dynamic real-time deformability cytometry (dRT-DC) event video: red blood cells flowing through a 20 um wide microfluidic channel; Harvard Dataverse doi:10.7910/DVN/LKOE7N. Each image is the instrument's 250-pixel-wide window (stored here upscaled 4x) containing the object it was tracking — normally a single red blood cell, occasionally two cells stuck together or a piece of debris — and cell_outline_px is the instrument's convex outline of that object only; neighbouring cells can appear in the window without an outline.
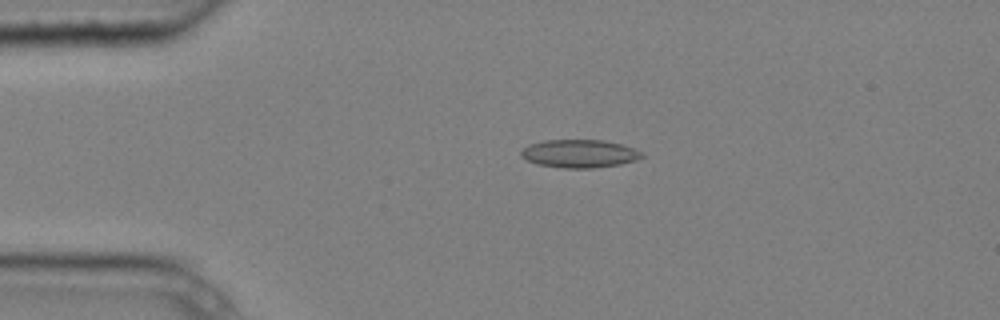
{"species": "common noctule bat (a hibernating species)", "species_latin": "Nyctalus noctula", "temperature_condition": "cold", "stored_images_in_passage": 4, "camera_frame_rate_fps": 3000, "um_per_image_px": 0.085, "animal": {"sex": "male", "body_mass_g": 20.4}, "frame": {"image": 1, "passage_image": 3, "time_ms": 0.667, "image_size_px": [1000, 320], "cell_outline_px": [[644, 156], [636, 160], [620, 164], [592, 168], [564, 168], [536, 164], [520, 156], [520, 152], [528, 144], [544, 140], [604, 140], [620, 144], [644, 152]], "centroid_in_image_um": [49.24, 13.05], "position_along_channel_um": 35.8, "area_um2": 19.77}}